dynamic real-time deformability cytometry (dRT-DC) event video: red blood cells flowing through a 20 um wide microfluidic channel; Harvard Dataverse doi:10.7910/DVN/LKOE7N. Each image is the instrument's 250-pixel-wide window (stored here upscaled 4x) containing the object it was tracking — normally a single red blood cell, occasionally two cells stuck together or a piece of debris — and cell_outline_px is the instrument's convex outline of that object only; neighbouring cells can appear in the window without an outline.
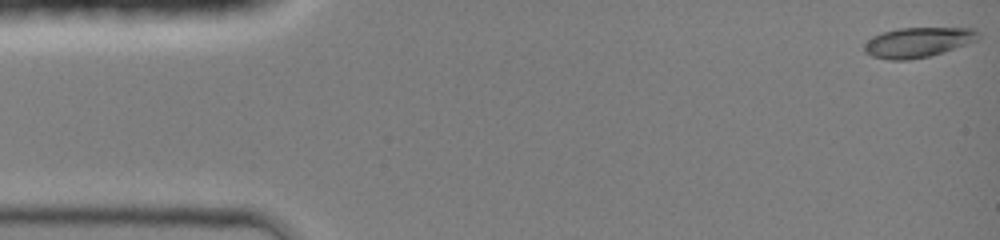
{"species": "common noctule bat (a hibernating species)", "species_latin": "Nyctalus noctula", "temperature_condition": "room temperature", "stored_images_in_passage": 44, "camera_frame_rate_fps": 3000, "um_per_image_px": 0.085, "animal": {"sex": "female", "body_mass_g": 19.0, "forearm_length_mm": 51.5}, "frame": {"image": 1, "passage_image": 1, "time_ms": 0.0, "image_size_px": [1000, 240], "cell_outline_px": [[980, 36], [976, 40], [968, 44], [928, 56], [908, 60], [888, 60], [872, 56], [864, 52], [864, 44], [872, 36], [884, 32], [900, 28], [976, 28], [980, 32]], "centroid_in_image_um": [78.03, 3.59], "position_along_channel_um": 7.0, "area_um2": 19.88}}
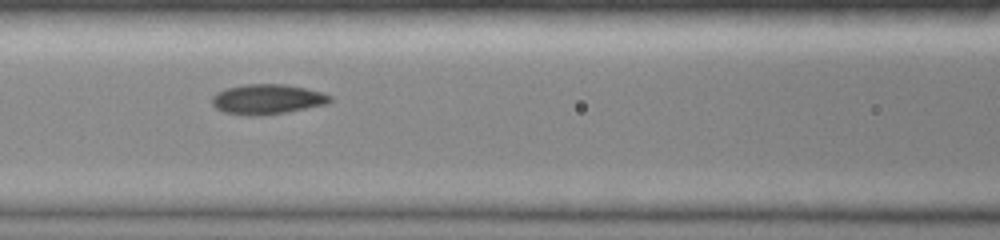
{"frame": {"image": 2, "passage_image": 19, "time_ms": 6.0, "image_size_px": [1000, 240], "cell_outline_px": [[332, 100], [328, 104], [284, 112], [260, 116], [248, 116], [224, 112], [216, 108], [212, 104], [212, 96], [216, 92], [228, 88], [244, 84], [284, 84], [304, 88], [320, 92], [332, 96]], "centroid_in_image_um": [22.7, 8.44], "position_along_channel_um": 143.9, "area_um2": 20.58}}
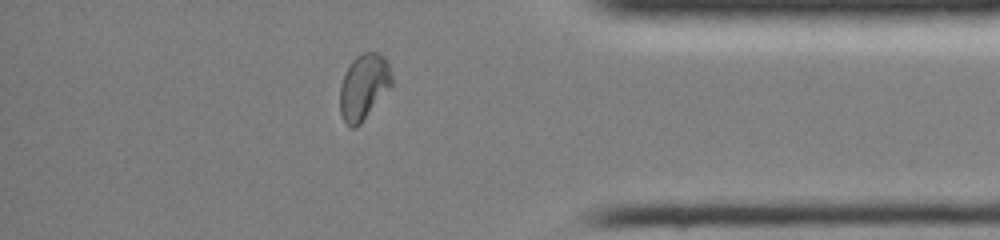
{"frame": {"image": 3, "passage_image": 38, "time_ms": 12.333, "image_size_px": [1000, 240], "cell_outline_px": [[392, 84], [360, 124], [356, 128], [352, 128], [344, 120], [340, 112], [340, 88], [344, 72], [352, 60], [356, 56], [364, 52], [376, 52], [384, 56], [388, 64], [392, 76]], "centroid_in_image_um": [30.9, 7.35], "position_along_channel_um": 404.3, "area_um2": 19.59}, "authors_computed_cell_mechanics": {"area_um2": 19.9121, "velocity_mm_per_s": 4.3036, "shape_relaxation_time_tau1_ms": 7.9, "shape_relaxation_time_tau2_ms": 1.6931, "deformation_change_tau1": 0.1964, "deformation_change_tau2": 0.0334}}